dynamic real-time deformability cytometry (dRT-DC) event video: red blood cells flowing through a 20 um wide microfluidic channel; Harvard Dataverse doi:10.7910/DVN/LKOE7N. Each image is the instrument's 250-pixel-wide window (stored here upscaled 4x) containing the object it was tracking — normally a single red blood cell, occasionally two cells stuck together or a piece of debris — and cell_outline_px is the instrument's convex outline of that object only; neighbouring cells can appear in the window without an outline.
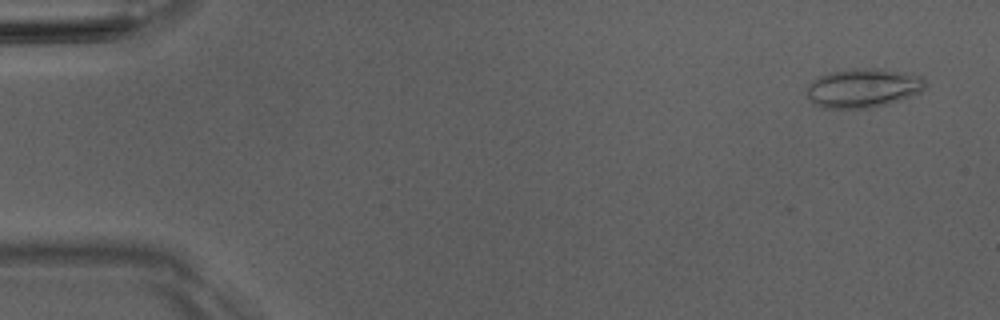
{"species": "Egyptian fruit bat (a non-hibernating species)", "species_latin": "Rousettus aegyptiacus", "temperature_condition": "room temperature", "stored_images_in_passage": 51, "camera_frame_rate_fps": 3000, "um_per_image_px": 0.085, "animal": {"sex": "male"}, "frame": {"image": 1, "passage_image": 3, "time_ms": 0.667, "image_size_px": [1000, 320], "cell_outline_px": [[924, 88], [920, 92], [888, 104], [868, 108], [824, 108], [812, 104], [808, 96], [808, 84], [816, 76], [832, 72], [852, 68], [876, 68], [920, 76], [924, 80]], "centroid_in_image_um": [73.3, 7.49], "position_along_channel_um": 11.7, "area_um2": 26.76}}
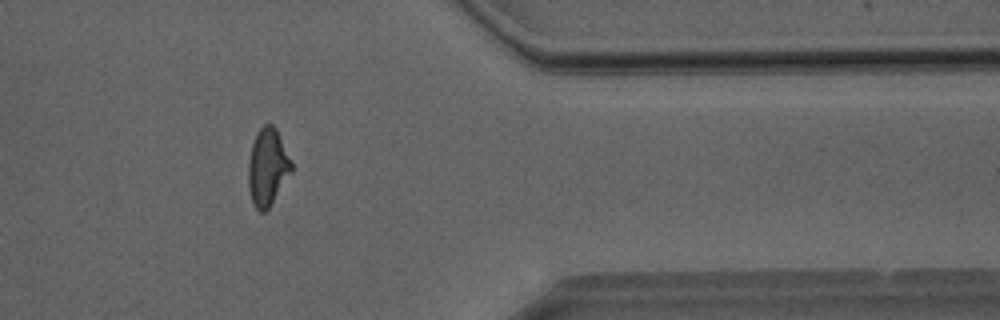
{"frame": {"image": 2, "passage_image": 42, "time_ms": 13.667, "image_size_px": [1000, 320], "cell_outline_px": [[292, 172], [268, 208], [264, 212], [260, 212], [252, 204], [248, 188], [248, 164], [252, 144], [256, 132], [264, 124], [272, 124], [276, 128], [292, 164]], "centroid_in_image_um": [22.72, 14.21], "position_along_channel_um": 388.7, "area_um2": 19.31}}
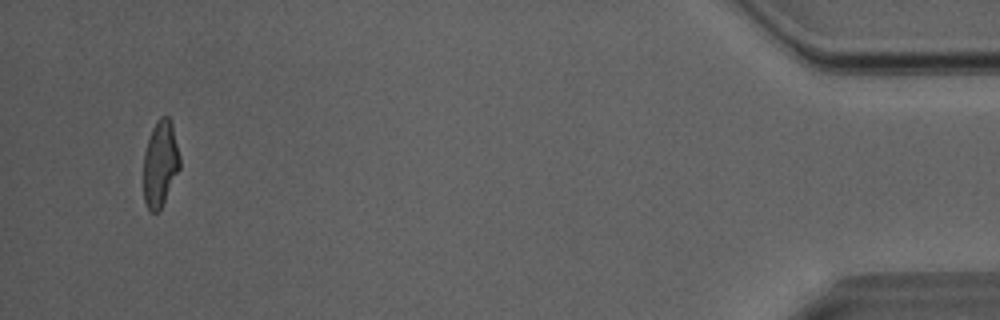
{"frame": {"image": 3, "passage_image": 49, "time_ms": 16.0, "image_size_px": [1000, 320], "cell_outline_px": [[180, 168], [160, 208], [156, 212], [152, 212], [148, 208], [144, 200], [144, 152], [152, 128], [156, 120], [160, 116], [168, 116], [172, 124], [180, 156]], "centroid_in_image_um": [13.62, 13.86], "position_along_channel_um": 421.6, "area_um2": 17.98}, "authors_computed_cell_mechanics": {"area_um2": 19.5942, "velocity_mm_per_s": 4.066, "shape_relaxation_time_tau1_ms": 6.0681, "shape_relaxation_time_tau2_ms": 1.9154, "deformation_change_tau1": 0.2223, "deformation_change_tau2": 0.1083}}